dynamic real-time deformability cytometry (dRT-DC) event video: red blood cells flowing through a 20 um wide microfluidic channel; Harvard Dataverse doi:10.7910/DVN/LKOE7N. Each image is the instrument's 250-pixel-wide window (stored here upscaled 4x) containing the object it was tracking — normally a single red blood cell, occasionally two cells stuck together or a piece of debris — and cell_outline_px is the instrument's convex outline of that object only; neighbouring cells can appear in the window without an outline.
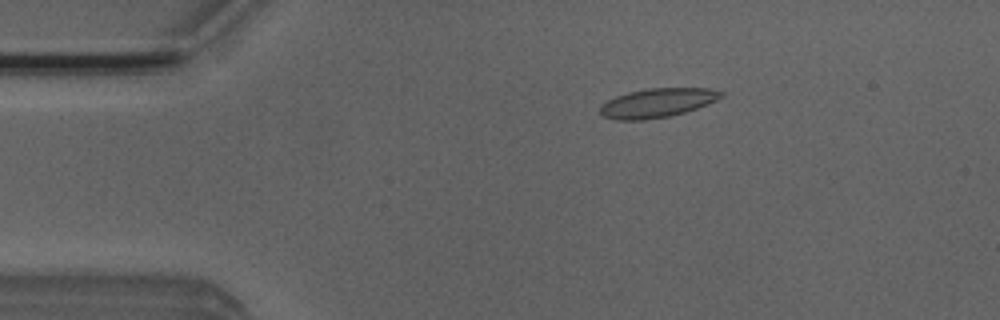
{"species": "Egyptian fruit bat (a non-hibernating species)", "species_latin": "Rousettus aegyptiacus", "temperature_condition": "room temperature", "stored_images_in_passage": 52, "camera_frame_rate_fps": 3000, "um_per_image_px": 0.085, "animal": {"sex": "male"}, "frame": {"image": 1, "passage_image": 9, "time_ms": 2.667, "image_size_px": [1000, 320], "cell_outline_px": [[724, 96], [716, 100], [696, 108], [684, 112], [668, 116], [644, 120], [616, 120], [604, 116], [600, 112], [600, 104], [616, 96], [628, 92], [648, 88], [708, 88], [724, 92]], "centroid_in_image_um": [55.85, 8.74], "position_along_channel_um": 29.1, "area_um2": 20.4}}
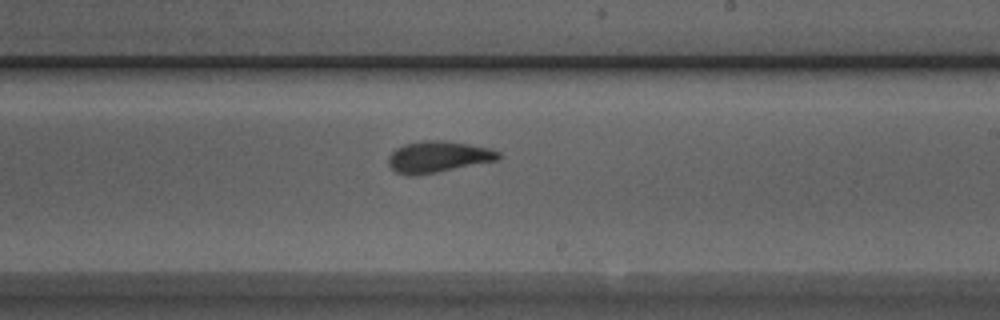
{"frame": {"image": 2, "passage_image": 30, "time_ms": 9.667, "image_size_px": [1000, 320], "cell_outline_px": [[504, 156], [500, 160], [416, 176], [404, 176], [396, 172], [388, 164], [388, 156], [396, 148], [404, 144], [424, 140], [444, 140], [492, 148], [500, 152]], "centroid_in_image_um": [37.27, 13.33], "position_along_channel_um": 251.7, "area_um2": 20.52}}
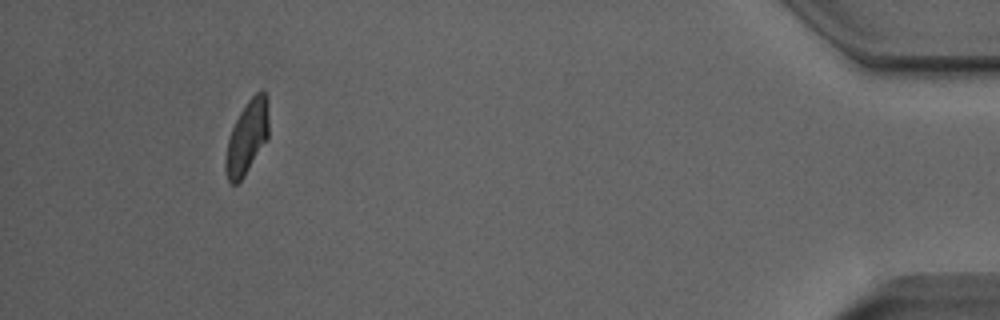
{"frame": {"image": 3, "passage_image": 48, "time_ms": 15.667, "image_size_px": [1000, 320], "cell_outline_px": [[268, 136], [244, 176], [236, 184], [232, 184], [228, 180], [224, 168], [224, 160], [228, 140], [232, 128], [240, 112], [248, 100], [256, 92], [264, 92], [268, 96]], "centroid_in_image_um": [20.98, 11.66], "position_along_channel_um": 414.2, "area_um2": 18.21}, "authors_computed_cell_mechanics": {"area_um2": 19.8254, "velocity_mm_per_s": 3.9076, "shape_relaxation_time_tau1_ms": 5.7953, "shape_relaxation_time_tau2_ms": 1.227, "deformation_change_tau1": 0.137, "deformation_change_tau2": 0.0527}}